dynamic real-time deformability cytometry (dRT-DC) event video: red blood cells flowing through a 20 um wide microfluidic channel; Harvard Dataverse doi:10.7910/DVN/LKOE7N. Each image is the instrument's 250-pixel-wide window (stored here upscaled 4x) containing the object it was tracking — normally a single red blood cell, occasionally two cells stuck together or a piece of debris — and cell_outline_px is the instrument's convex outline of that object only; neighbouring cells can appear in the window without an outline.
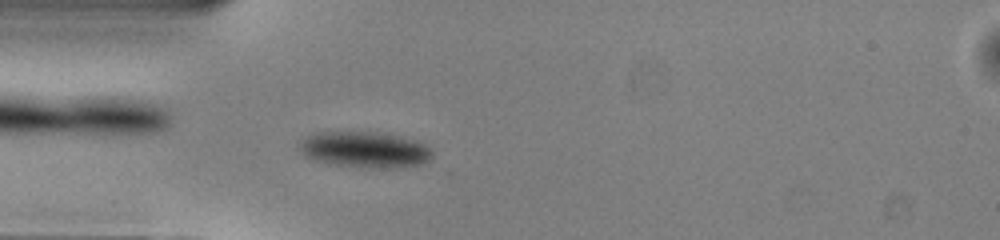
{"species": "common noctule bat (a hibernating species)", "species_latin": "Nyctalus noctula", "temperature_condition": "warm", "stored_images_in_passage": 49, "camera_frame_rate_fps": 3000, "um_per_image_px": 0.085, "animal": {"sex": "male", "body_mass_g": 13.0, "forearm_length_mm": 53.1}, "frame": {"image": 1, "passage_image": 13, "time_ms": 4.0, "image_size_px": [1000, 240], "cell_outline_px": [[432, 156], [424, 164], [400, 168], [380, 168], [328, 164], [304, 156], [296, 144], [300, 140], [312, 132], [372, 132], [396, 136], [416, 140], [428, 144], [432, 152]], "centroid_in_image_um": [30.99, 12.72], "position_along_channel_um": 54.0, "area_um2": 28.21}}
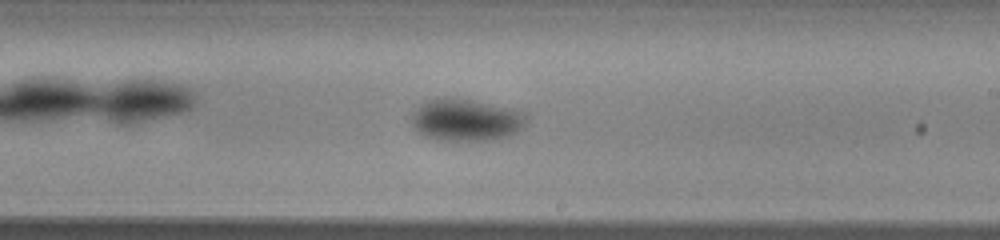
{"frame": {"image": 2, "passage_image": 28, "time_ms": 9.0, "image_size_px": [1000, 240], "cell_outline_px": [[528, 124], [524, 128], [508, 136], [492, 140], [436, 140], [424, 136], [412, 124], [412, 112], [420, 104], [432, 100], [448, 96], [512, 108], [520, 112]], "centroid_in_image_um": [39.6, 10.2], "position_along_channel_um": 249.4, "area_um2": 27.98}}
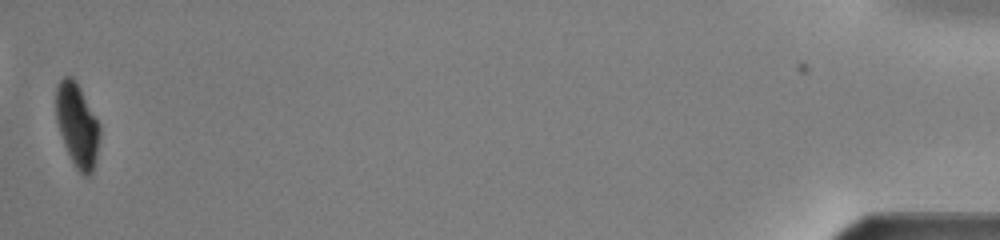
{"frame": {"image": 3, "passage_image": 49, "time_ms": 16.0, "image_size_px": [1000, 240], "cell_outline_px": [[100, 136], [96, 160], [92, 172], [88, 176], [84, 176], [76, 168], [64, 144], [56, 120], [56, 88], [60, 80], [64, 76], [72, 76], [80, 88], [100, 124]], "centroid_in_image_um": [6.57, 10.63], "position_along_channel_um": 428.6, "area_um2": 21.15}, "authors_computed_cell_mechanics": {"area_um2": 25.4898, "velocity_mm_per_s": 4.0243, "shape_relaxation_time_tau1_ms": 2.2659, "shape_relaxation_time_tau2_ms": null, "deformation_change_tau1": 0.1207, "deformation_change_tau2": null}}